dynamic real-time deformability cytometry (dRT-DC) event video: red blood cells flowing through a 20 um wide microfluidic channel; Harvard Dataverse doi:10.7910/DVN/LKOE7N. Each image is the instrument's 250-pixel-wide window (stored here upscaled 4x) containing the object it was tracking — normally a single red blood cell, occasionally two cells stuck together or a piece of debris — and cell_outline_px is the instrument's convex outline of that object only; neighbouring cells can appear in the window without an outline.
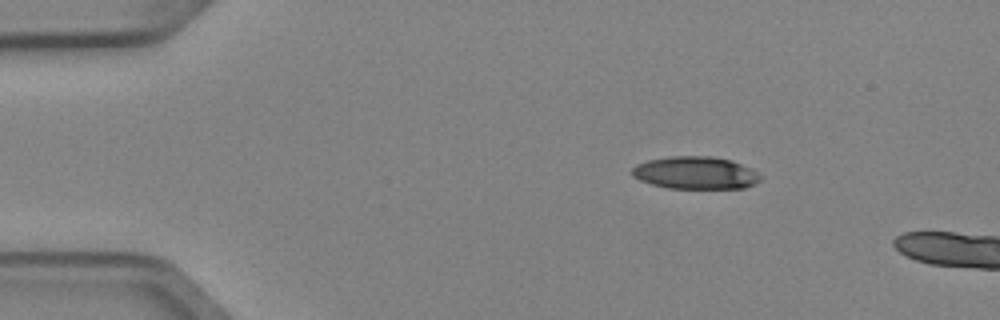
{"species": "Egyptian fruit bat (a non-hibernating species)", "species_latin": "Rousettus aegyptiacus", "temperature_condition": "cold", "stored_images_in_passage": 3, "camera_frame_rate_fps": 3000, "um_per_image_px": 0.085, "animal": {"sex": "female"}, "frame": {"image": 1, "passage_image": 1, "time_ms": 0.0, "image_size_px": [1000, 320], "cell_outline_px": [[764, 176], [756, 184], [744, 188], [668, 188], [652, 184], [640, 180], [632, 176], [632, 168], [636, 164], [648, 160], [668, 156], [712, 156], [732, 160], [752, 168]], "centroid_in_image_um": [59.16, 14.68], "position_along_channel_um": 25.8, "area_um2": 24.62}}